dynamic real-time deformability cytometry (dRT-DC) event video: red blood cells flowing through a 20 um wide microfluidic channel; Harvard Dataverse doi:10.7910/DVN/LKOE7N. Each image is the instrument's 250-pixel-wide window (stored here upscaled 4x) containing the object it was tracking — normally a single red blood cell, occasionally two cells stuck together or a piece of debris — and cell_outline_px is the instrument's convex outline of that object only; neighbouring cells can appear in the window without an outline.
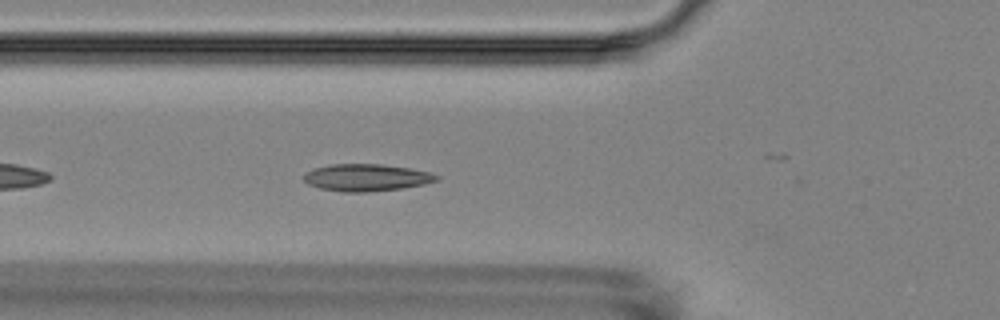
{"species": "Egyptian fruit bat (a non-hibernating species)", "species_latin": "Rousettus aegyptiacus", "temperature_condition": "room temperature", "stored_images_in_passage": 2, "camera_frame_rate_fps": 3000, "um_per_image_px": 0.085, "animal": {"sex": "female"}, "frame": {"image": 1, "passage_image": 2, "time_ms": 1.0, "image_size_px": [1000, 320], "cell_outline_px": [[440, 180], [424, 184], [400, 188], [368, 192], [340, 192], [320, 188], [308, 184], [304, 180], [304, 176], [308, 172], [316, 168], [328, 164], [380, 164], [408, 168], [432, 172], [440, 176]], "centroid_in_image_um": [31.18, 15.09], "position_along_channel_um": 94.6, "area_um2": 20.92}}